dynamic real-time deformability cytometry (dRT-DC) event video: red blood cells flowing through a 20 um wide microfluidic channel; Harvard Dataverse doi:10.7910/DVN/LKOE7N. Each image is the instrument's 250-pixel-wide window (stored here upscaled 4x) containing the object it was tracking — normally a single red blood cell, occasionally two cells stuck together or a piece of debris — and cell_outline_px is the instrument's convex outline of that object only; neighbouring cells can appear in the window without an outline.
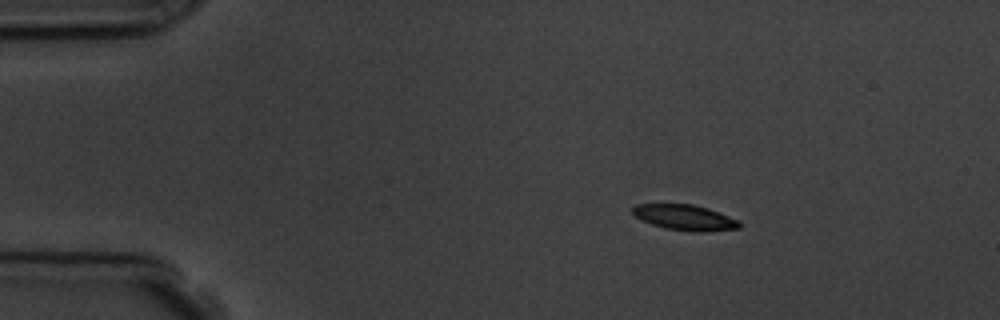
{"species": "common noctule bat (a hibernating species)", "species_latin": "Nyctalus noctula", "temperature_condition": "room temperature", "stored_images_in_passage": 4, "camera_frame_rate_fps": 3000, "um_per_image_px": 0.085, "animal": {"sex": "male", "body_mass_g": 19.5, "forearm_length_mm": 54.6}, "frame": {"image": 1, "passage_image": 3, "time_ms": 3.0, "image_size_px": [1000, 320], "cell_outline_px": [[740, 228], [704, 232], [692, 232], [664, 228], [652, 224], [636, 216], [632, 212], [632, 208], [636, 204], [692, 204], [708, 208], [740, 220]], "centroid_in_image_um": [58.25, 18.49], "position_along_channel_um": 26.8, "area_um2": 15.9}}